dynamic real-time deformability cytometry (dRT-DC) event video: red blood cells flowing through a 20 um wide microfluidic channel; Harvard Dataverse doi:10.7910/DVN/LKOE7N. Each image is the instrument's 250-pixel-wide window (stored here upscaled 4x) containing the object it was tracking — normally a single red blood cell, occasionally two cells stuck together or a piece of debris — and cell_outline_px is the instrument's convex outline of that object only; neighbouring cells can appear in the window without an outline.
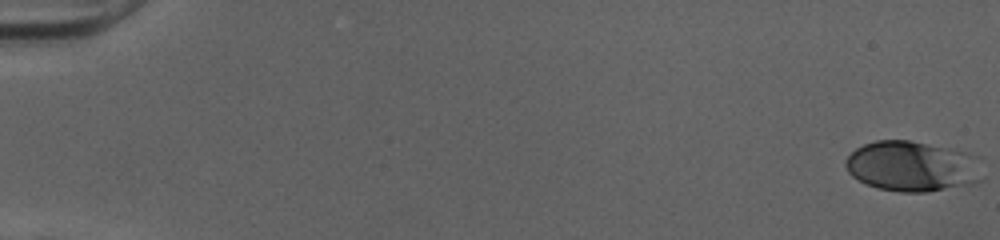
{"species": "human", "species_latin": "Homo sapiens", "temperature_condition": "cold", "stored_images_in_passage": 52, "camera_frame_rate_fps": 3000, "um_per_image_px": 0.085, "donor": {"sex": "female"}, "frame": {"image": 1, "passage_image": 1, "time_ms": 0.0, "image_size_px": [1000, 240], "cell_outline_px": [[984, 180], [968, 184], [928, 192], [900, 192], [876, 188], [852, 176], [848, 172], [844, 164], [844, 160], [856, 148], [864, 144], [876, 140], [908, 140], [964, 152]], "centroid_in_image_um": [77.39, 14.15], "position_along_channel_um": 7.6, "area_um2": 39.07}}
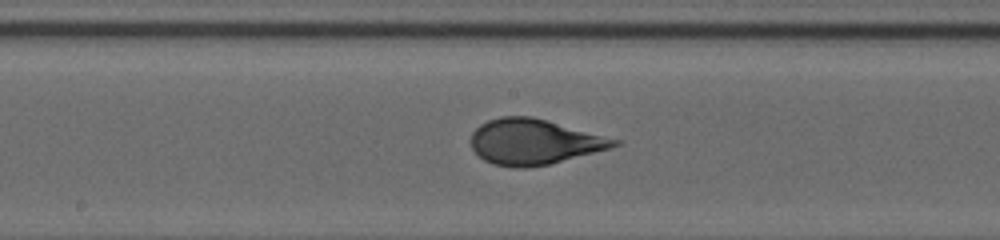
{"frame": {"image": 2, "passage_image": 29, "time_ms": 9.333, "image_size_px": [1000, 240], "cell_outline_px": [[624, 144], [612, 148], [548, 164], [528, 168], [512, 168], [492, 164], [484, 160], [472, 148], [472, 132], [480, 124], [488, 120], [500, 116], [532, 116], [624, 140]], "centroid_in_image_um": [45.46, 12.05], "position_along_channel_um": 202.7, "area_um2": 38.32}}
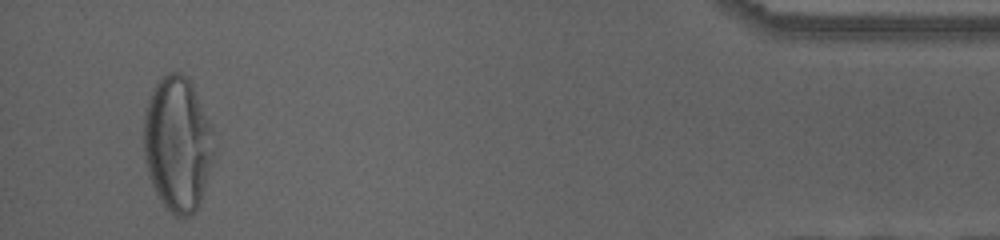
{"frame": {"image": 3, "passage_image": 50, "time_ms": 16.333, "image_size_px": [1000, 240], "cell_outline_px": [[216, 156], [200, 204], [188, 216], [176, 216], [160, 200], [148, 176], [144, 160], [144, 112], [148, 100], [156, 84], [168, 72], [180, 72], [188, 76], [212, 124], [216, 152]], "centroid_in_image_um": [15.13, 12.23], "position_along_channel_um": 420.1, "area_um2": 55.95}, "authors_computed_cell_mechanics": {"area_um2": 37.8012, "velocity_mm_per_s": 4.0287, "shape_relaxation_time_tau1_ms": 4.1872, "shape_relaxation_time_tau2_ms": null, "deformation_change_tau1": 0.195, "deformation_change_tau2": null}}